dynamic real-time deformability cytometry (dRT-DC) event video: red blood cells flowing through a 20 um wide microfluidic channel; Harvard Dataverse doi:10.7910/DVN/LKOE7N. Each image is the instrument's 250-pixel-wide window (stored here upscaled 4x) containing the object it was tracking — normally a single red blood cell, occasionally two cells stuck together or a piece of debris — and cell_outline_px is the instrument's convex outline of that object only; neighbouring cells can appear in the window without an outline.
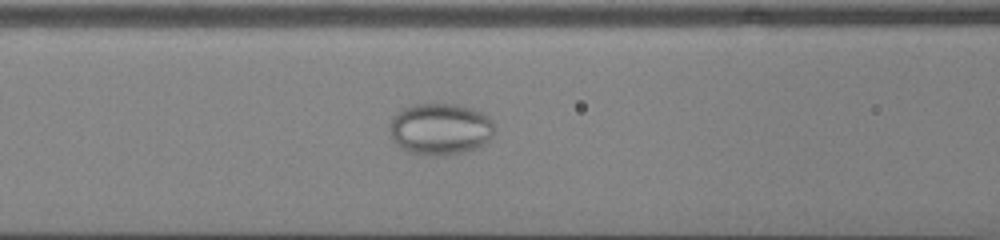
{"species": "common noctule bat (a hibernating species)", "species_latin": "Nyctalus noctula", "temperature_condition": "cold", "stored_images_in_passage": 53, "camera_frame_rate_fps": 3000, "um_per_image_px": 0.085, "animal": {"sex": "male", "body_mass_g": 13.0, "forearm_length_mm": 53.1}, "frame": {"image": 1, "passage_image": 24, "time_ms": 7.667, "image_size_px": [1000, 240], "cell_outline_px": [[496, 132], [484, 144], [476, 148], [444, 156], [432, 156], [408, 152], [400, 148], [392, 140], [388, 128], [396, 112], [400, 108], [412, 104], [456, 104], [472, 108], [488, 116], [492, 120], [496, 128]], "centroid_in_image_um": [37.4, 10.96], "position_along_channel_um": 129.2, "area_um2": 32.08}}
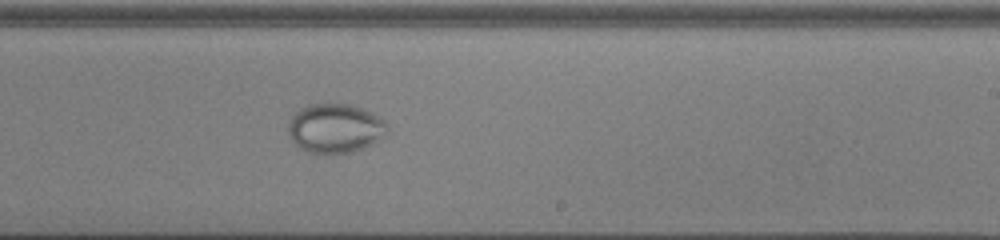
{"frame": {"image": 2, "passage_image": 34, "time_ms": 11.0, "image_size_px": [1000, 240], "cell_outline_px": [[388, 132], [384, 136], [372, 144], [352, 152], [308, 152], [300, 148], [292, 140], [288, 132], [288, 120], [292, 112], [308, 104], [352, 104], [384, 120], [388, 128]], "centroid_in_image_um": [28.45, 10.88], "position_along_channel_um": 260.6, "area_um2": 28.26}}
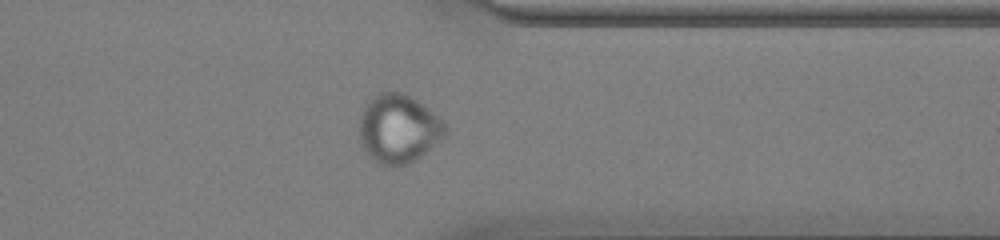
{"frame": {"image": 3, "passage_image": 43, "time_ms": 14.0, "image_size_px": [1000, 240], "cell_outline_px": [[448, 132], [444, 136], [416, 160], [408, 164], [392, 168], [384, 168], [364, 152], [360, 144], [360, 116], [364, 104], [368, 100], [380, 92], [400, 92], [416, 100], [440, 116], [448, 128]], "centroid_in_image_um": [33.86, 10.98], "position_along_channel_um": 377.5, "area_um2": 34.85}}